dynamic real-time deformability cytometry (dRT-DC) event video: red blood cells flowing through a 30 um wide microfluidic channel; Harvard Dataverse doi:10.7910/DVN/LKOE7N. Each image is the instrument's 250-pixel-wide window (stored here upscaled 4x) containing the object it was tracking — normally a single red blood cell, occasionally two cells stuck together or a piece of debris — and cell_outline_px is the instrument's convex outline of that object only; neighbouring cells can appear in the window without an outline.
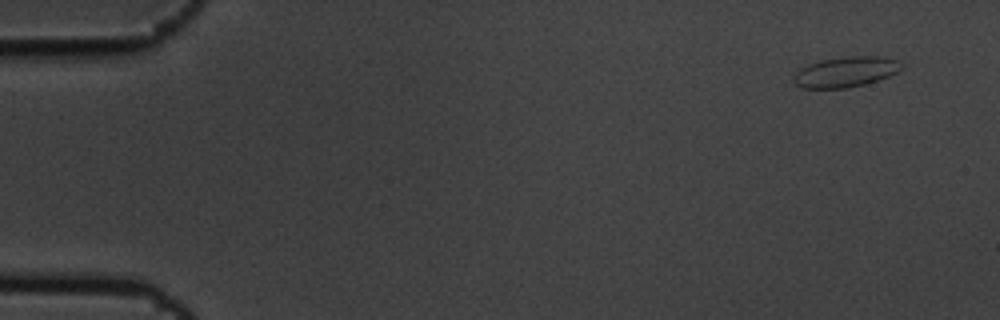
{"species": "common noctule bat (a hibernating species)", "species_latin": "Nyctalus noctula", "temperature_condition": "cold", "stored_images_in_passage": 10, "camera_frame_rate_fps": 3000, "um_per_image_px": 0.085, "animal": {"sex": "male", "body_mass_g": 19.5, "forearm_length_mm": 54.6}, "frame": {"image": 1, "passage_image": 1, "time_ms": 0.0, "image_size_px": [1000, 320], "cell_outline_px": [[904, 68], [888, 76], [864, 84], [848, 88], [800, 88], [792, 80], [796, 72], [800, 68], [808, 64], [820, 60], [848, 56], [880, 56], [896, 60], [904, 64]], "centroid_in_image_um": [71.87, 6.11], "position_along_channel_um": 13.1, "area_um2": 19.13}}
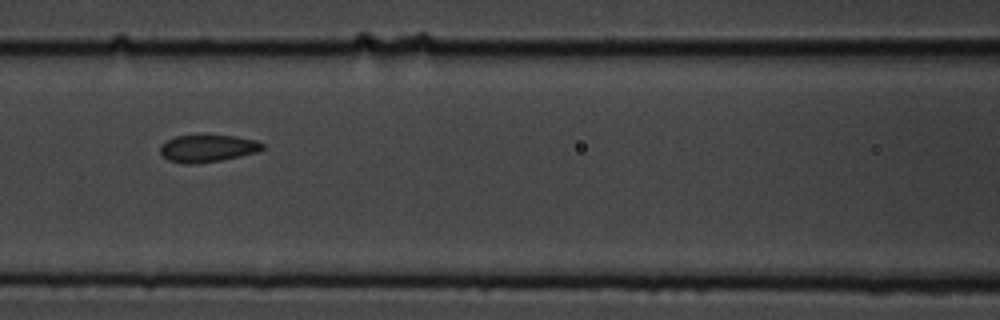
{"frame": {"image": 2, "passage_image": 7, "time_ms": 2.0, "image_size_px": [1000, 320], "cell_outline_px": [[264, 148], [256, 152], [240, 156], [220, 160], [188, 164], [184, 164], [168, 160], [160, 152], [160, 144], [176, 136], [236, 136], [256, 140], [264, 144]], "centroid_in_image_um": [17.64, 12.61], "position_along_channel_um": 149.0, "area_um2": 15.95}}
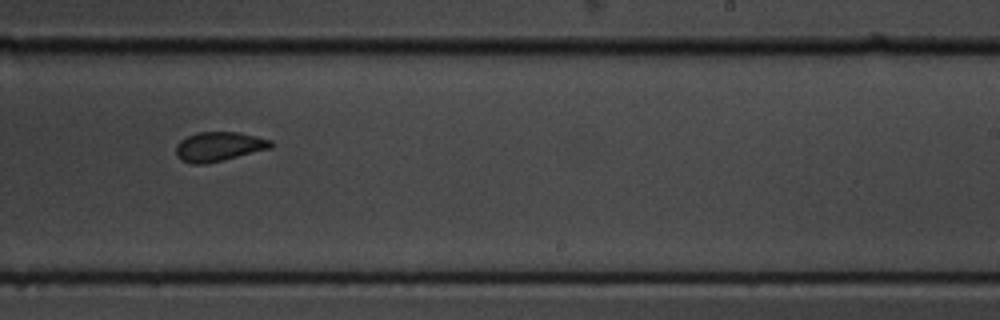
{"frame": {"image": 3, "passage_image": 10, "time_ms": 3.0, "image_size_px": [1000, 320], "cell_outline_px": [[276, 144], [272, 148], [224, 160], [204, 164], [192, 164], [180, 160], [176, 156], [176, 144], [180, 140], [196, 132], [236, 132], [256, 136], [272, 140]], "centroid_in_image_um": [18.62, 12.46], "position_along_channel_um": 270.4, "area_um2": 16.47}}